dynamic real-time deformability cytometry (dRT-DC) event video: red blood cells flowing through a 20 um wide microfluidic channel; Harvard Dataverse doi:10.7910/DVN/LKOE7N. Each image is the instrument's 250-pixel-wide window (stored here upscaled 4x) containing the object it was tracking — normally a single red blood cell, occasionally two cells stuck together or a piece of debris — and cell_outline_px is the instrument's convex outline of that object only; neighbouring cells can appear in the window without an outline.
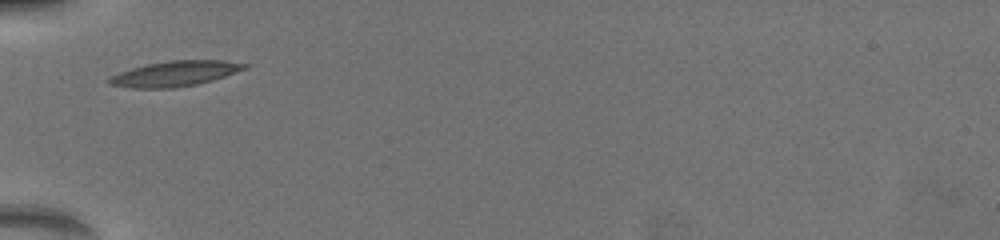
{"species": "common noctule bat (a hibernating species)", "species_latin": "Nyctalus noctula", "temperature_condition": "warm", "stored_images_in_passage": 2, "camera_frame_rate_fps": 3000, "um_per_image_px": 0.085, "animal": {"sex": "female", "body_mass_g": 19.5, "forearm_length_mm": 54.1}, "frame": {"image": 1, "passage_image": 1, "time_ms": 0.0, "image_size_px": [1000, 240], "cell_outline_px": [[248, 68], [212, 80], [196, 84], [172, 88], [132, 88], [108, 84], [104, 80], [120, 72], [132, 68], [148, 64], [168, 60], [224, 60], [248, 64]], "centroid_in_image_um": [14.86, 6.26], "position_along_channel_um": 70.1, "area_um2": 19.88}}